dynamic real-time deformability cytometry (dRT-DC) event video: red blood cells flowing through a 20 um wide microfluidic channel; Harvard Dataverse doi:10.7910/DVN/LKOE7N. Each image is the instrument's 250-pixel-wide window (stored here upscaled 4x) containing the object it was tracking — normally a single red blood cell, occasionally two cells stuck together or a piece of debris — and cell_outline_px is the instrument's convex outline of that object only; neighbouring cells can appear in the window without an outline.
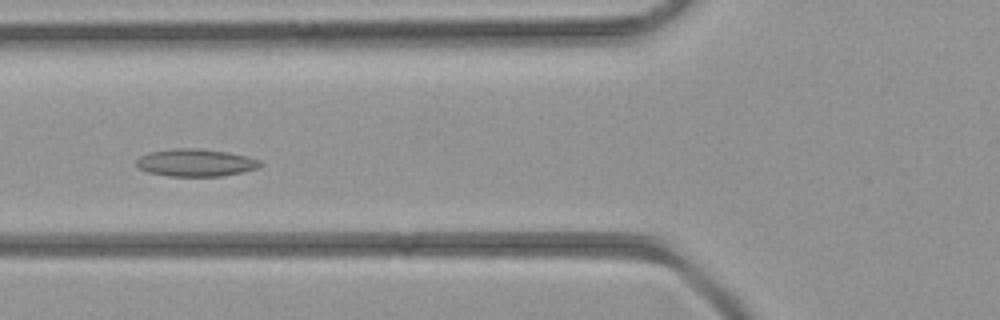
{"species": "common noctule bat (a hibernating species)", "species_latin": "Nyctalus noctula", "temperature_condition": "room temperature", "stored_images_in_passage": 34, "camera_frame_rate_fps": 3000, "um_per_image_px": 0.085, "animal": {"sex": "female", "body_mass_g": 21.9}, "frame": {"image": 1, "passage_image": 12, "time_ms": 3.667, "image_size_px": [1000, 320], "cell_outline_px": [[264, 164], [256, 168], [240, 172], [220, 176], [168, 176], [148, 172], [140, 168], [136, 164], [136, 160], [140, 156], [148, 152], [172, 148], [196, 148], [224, 152], [248, 156], [260, 160]], "centroid_in_image_um": [16.6, 13.82], "position_along_channel_um": 109.2, "area_um2": 19.71}}
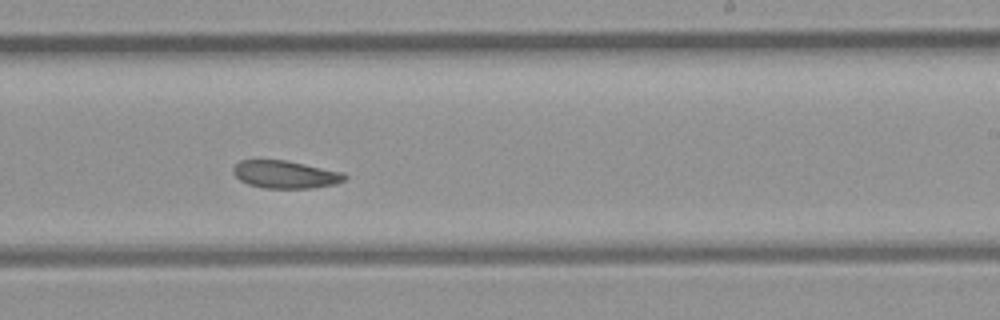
{"frame": {"image": 2, "passage_image": 22, "time_ms": 7.0, "image_size_px": [1000, 320], "cell_outline_px": [[348, 176], [344, 180], [336, 184], [312, 188], [264, 188], [248, 184], [240, 180], [232, 172], [232, 168], [240, 160], [284, 160], [344, 172]], "centroid_in_image_um": [24.26, 14.83], "position_along_channel_um": 264.7, "area_um2": 17.98}}
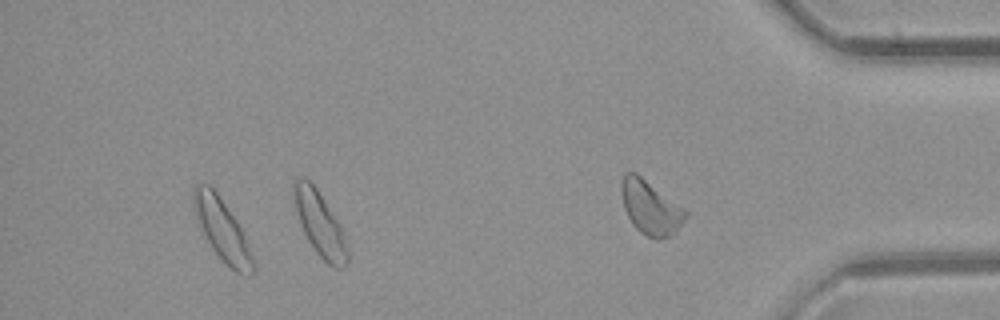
{"frame": {"image": 3, "passage_image": 30, "time_ms": 9.667, "image_size_px": [1000, 320], "cell_outline_px": [[256, 272], [252, 276], [248, 276], [236, 272], [212, 248], [196, 216], [192, 200], [192, 188], [196, 184], [208, 184], [216, 192], [236, 220], [244, 236], [256, 264]], "centroid_in_image_um": [18.91, 19.55], "position_along_channel_um": 416.3, "area_um2": 20.75}}